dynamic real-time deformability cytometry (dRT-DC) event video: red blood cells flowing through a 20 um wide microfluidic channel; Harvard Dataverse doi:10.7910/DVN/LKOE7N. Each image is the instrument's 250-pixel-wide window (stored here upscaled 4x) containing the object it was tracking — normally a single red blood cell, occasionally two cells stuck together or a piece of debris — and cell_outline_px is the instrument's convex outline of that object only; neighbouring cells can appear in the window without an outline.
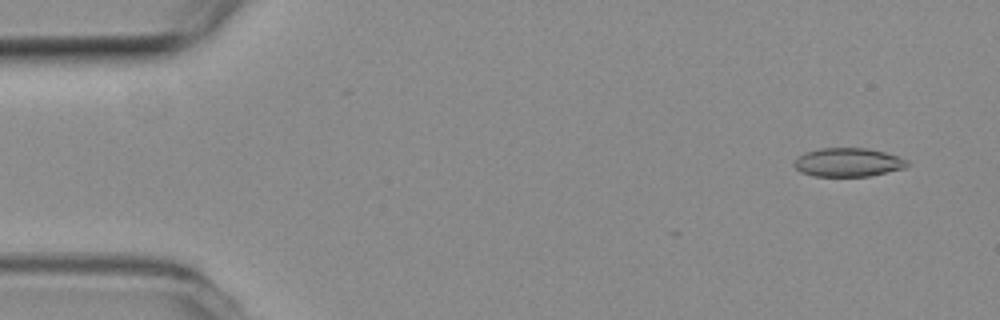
{"species": "common noctule bat (a hibernating species)", "species_latin": "Nyctalus noctula", "temperature_condition": "room temperature", "stored_images_in_passage": 5, "camera_frame_rate_fps": 3000, "um_per_image_px": 0.085, "animal": {"sex": "female", "body_mass_g": 19.3, "forearm_length_mm": 54.1}, "frame": {"image": 1, "passage_image": 2, "time_ms": 0.333, "image_size_px": [1000, 320], "cell_outline_px": [[908, 164], [904, 168], [868, 176], [816, 176], [800, 172], [792, 164], [804, 152], [820, 148], [868, 148], [884, 152], [908, 160]], "centroid_in_image_um": [72.06, 13.79], "position_along_channel_um": 12.9, "area_um2": 18.73}}
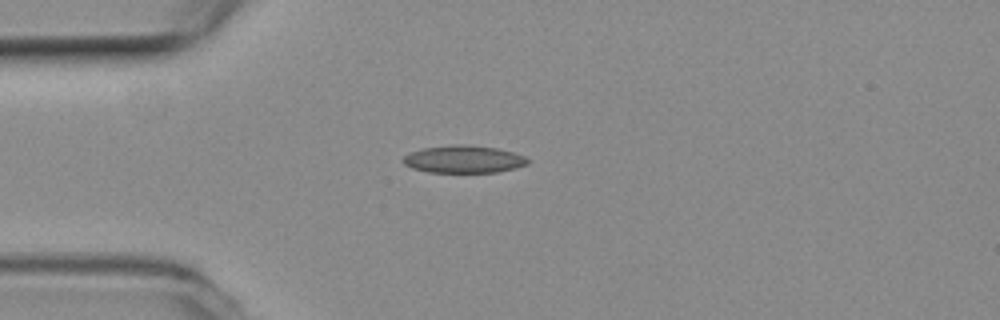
{"frame": {"image": 2, "passage_image": 5, "time_ms": 1.333, "image_size_px": [1000, 320], "cell_outline_px": [[528, 164], [516, 168], [496, 172], [428, 172], [412, 168], [404, 164], [400, 160], [404, 156], [412, 152], [424, 148], [452, 144], [464, 144], [496, 148], [512, 152], [524, 156], [528, 160]], "centroid_in_image_um": [39.39, 13.53], "position_along_channel_um": 45.6, "area_um2": 19.88}}